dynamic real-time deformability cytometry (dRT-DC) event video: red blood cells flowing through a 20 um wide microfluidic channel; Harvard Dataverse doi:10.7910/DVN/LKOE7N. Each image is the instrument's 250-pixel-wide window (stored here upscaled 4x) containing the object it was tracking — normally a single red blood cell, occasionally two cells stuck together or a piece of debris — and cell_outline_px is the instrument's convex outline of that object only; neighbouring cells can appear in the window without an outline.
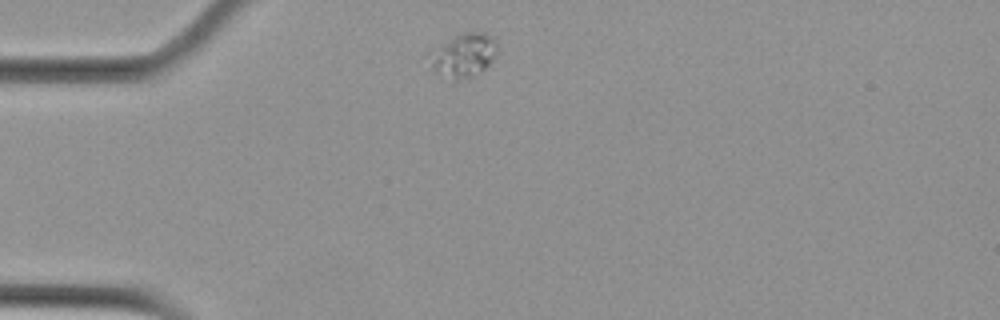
{"species": "Egyptian fruit bat (a non-hibernating species)", "species_latin": "Rousettus aegyptiacus", "temperature_condition": "cold", "stored_images_in_passage": 3, "camera_frame_rate_fps": 3000, "um_per_image_px": 0.085, "animal": {"sex": "female"}, "frame": {"image": 1, "passage_image": 1, "time_ms": 0.0, "image_size_px": [1000, 320], "cell_outline_px": [[496, 52], [492, 60], [480, 72], [456, 80], [436, 72], [428, 68], [428, 52], [440, 44], [464, 32], [480, 32], [496, 40]], "centroid_in_image_um": [39.32, 4.69], "position_along_channel_um": 45.7, "area_um2": 16.94}}
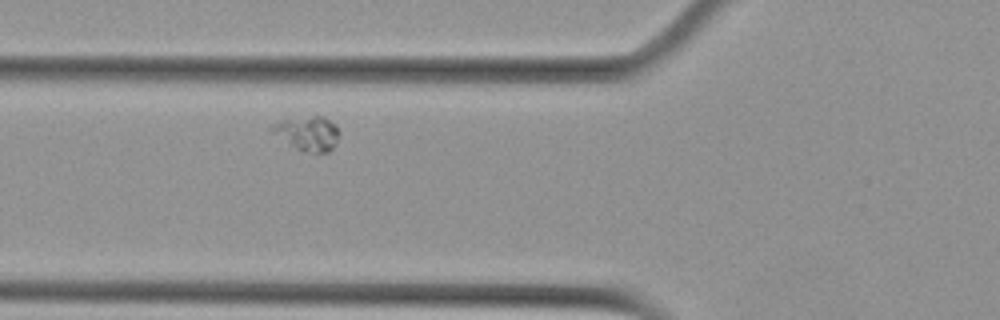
{"frame": {"image": 2, "passage_image": 3, "time_ms": 0.667, "image_size_px": [1000, 320], "cell_outline_px": [[340, 132], [336, 144], [328, 152], [316, 152], [296, 148], [268, 132], [268, 128], [272, 124], [284, 120], [312, 116], [324, 116], [336, 124]], "centroid_in_image_um": [26.14, 11.31], "position_along_channel_um": 99.7, "area_um2": 13.47}}